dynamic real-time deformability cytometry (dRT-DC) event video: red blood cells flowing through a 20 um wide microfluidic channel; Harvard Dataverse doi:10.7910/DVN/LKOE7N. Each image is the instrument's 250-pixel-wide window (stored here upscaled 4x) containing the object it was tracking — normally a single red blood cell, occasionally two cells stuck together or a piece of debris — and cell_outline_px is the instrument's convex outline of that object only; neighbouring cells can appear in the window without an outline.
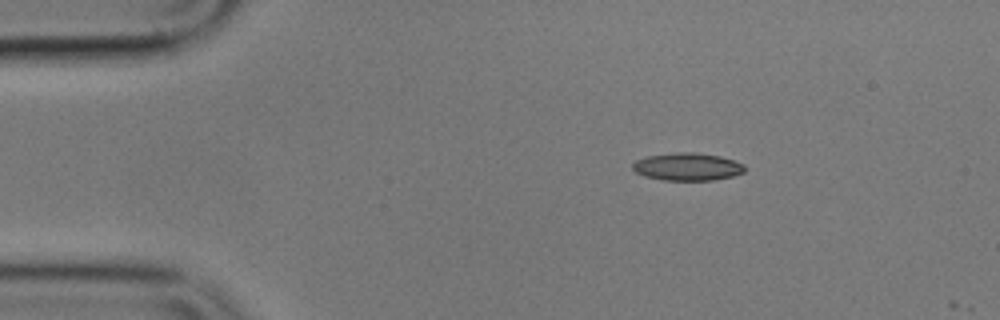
{"species": "common noctule bat (a hibernating species)", "species_latin": "Nyctalus noctula", "temperature_condition": "cold", "stored_images_in_passage": 2, "camera_frame_rate_fps": 3000, "um_per_image_px": 0.085, "animal": {"sex": "male", "body_mass_g": 17.9}, "frame": {"image": 1, "passage_image": 1, "time_ms": 0.0, "image_size_px": [1000, 320], "cell_outline_px": [[744, 172], [732, 176], [712, 180], [664, 180], [644, 176], [636, 172], [632, 168], [632, 164], [636, 160], [648, 156], [680, 152], [692, 152], [720, 156], [744, 164]], "centroid_in_image_um": [58.42, 14.17], "position_along_channel_um": 26.6, "area_um2": 17.86}}